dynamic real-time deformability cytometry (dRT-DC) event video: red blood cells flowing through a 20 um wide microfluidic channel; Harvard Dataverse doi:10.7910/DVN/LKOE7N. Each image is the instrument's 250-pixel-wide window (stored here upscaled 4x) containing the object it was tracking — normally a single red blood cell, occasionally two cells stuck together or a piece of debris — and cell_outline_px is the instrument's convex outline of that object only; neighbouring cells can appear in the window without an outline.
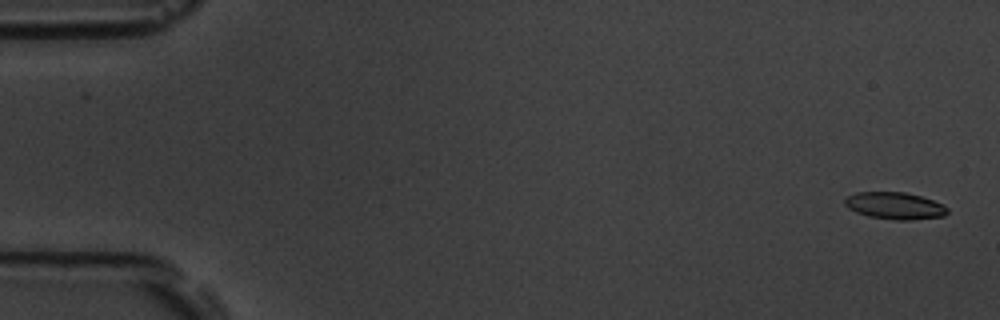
{"species": "common noctule bat (a hibernating species)", "species_latin": "Nyctalus noctula", "temperature_condition": "room temperature", "stored_images_in_passage": 55, "camera_frame_rate_fps": 3000, "um_per_image_px": 0.085, "animal": {"sex": "male", "body_mass_g": 19.5, "forearm_length_mm": 54.6}, "frame": {"image": 1, "passage_image": 2, "time_ms": 0.333, "image_size_px": [1000, 320], "cell_outline_px": [[948, 212], [944, 216], [908, 220], [896, 220], [868, 216], [856, 212], [848, 208], [844, 204], [844, 200], [848, 196], [856, 192], [904, 192], [920, 196], [944, 204], [948, 208]], "centroid_in_image_um": [76.06, 17.49], "position_along_channel_um": 8.9, "area_um2": 16.13}}
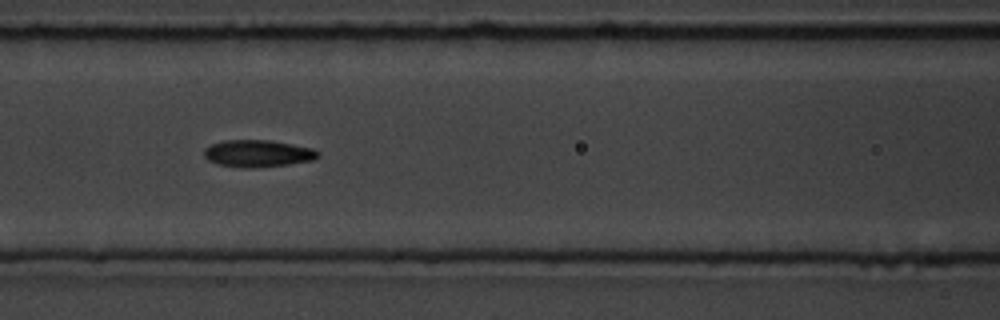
{"frame": {"image": 2, "passage_image": 24, "time_ms": 7.667, "image_size_px": [1000, 320], "cell_outline_px": [[320, 156], [312, 160], [288, 164], [252, 168], [244, 168], [216, 164], [208, 160], [204, 156], [204, 148], [212, 144], [224, 140], [268, 140], [292, 144], [312, 148], [320, 152]], "centroid_in_image_um": [21.9, 13.04], "position_along_channel_um": 144.7, "area_um2": 17.98}}
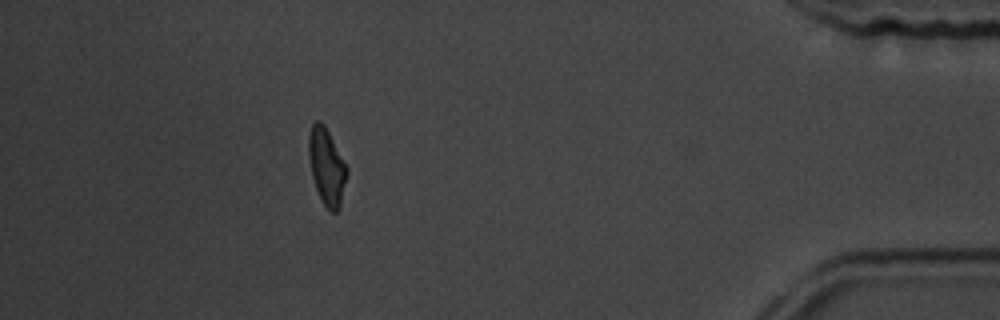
{"frame": {"image": 3, "passage_image": 49, "time_ms": 16.0, "image_size_px": [1000, 320], "cell_outline_px": [[348, 172], [340, 208], [336, 212], [332, 212], [320, 200], [312, 176], [308, 152], [308, 136], [312, 124], [316, 120], [320, 120], [324, 124], [348, 168]], "centroid_in_image_um": [27.77, 14.16], "position_along_channel_um": 407.4, "area_um2": 17.05}, "authors_computed_cell_mechanics": {"area_um2": 17.2822, "velocity_mm_per_s": 3.7796, "shape_relaxation_time_tau1_ms": 5.5624, "shape_relaxation_time_tau2_ms": 2.4075, "deformation_change_tau1": 0.1519, "deformation_change_tau2": 0.0894}}